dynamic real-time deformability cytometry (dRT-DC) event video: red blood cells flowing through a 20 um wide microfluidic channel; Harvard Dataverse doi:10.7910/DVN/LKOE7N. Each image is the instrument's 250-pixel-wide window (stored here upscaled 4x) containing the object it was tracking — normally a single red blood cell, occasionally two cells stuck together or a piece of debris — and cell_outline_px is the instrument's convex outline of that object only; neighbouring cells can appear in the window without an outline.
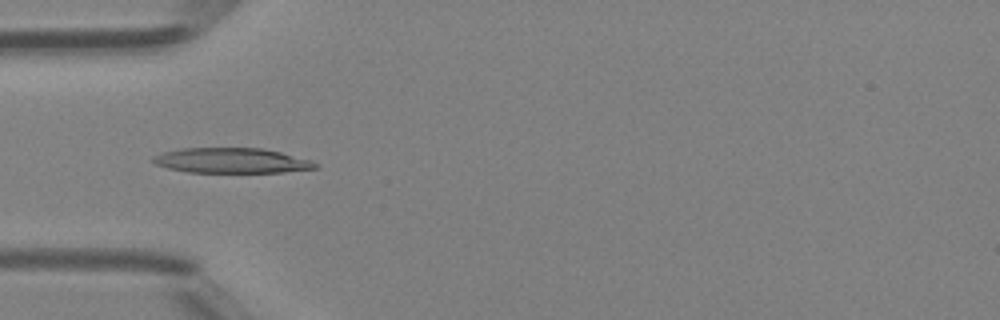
{"species": "Egyptian fruit bat (a non-hibernating species)", "species_latin": "Rousettus aegyptiacus", "temperature_condition": "room temperature", "stored_images_in_passage": 34, "camera_frame_rate_fps": 3000, "um_per_image_px": 0.085, "animal": {"sex": "female"}, "frame": {"image": 1, "passage_image": 2, "time_ms": 0.333, "image_size_px": [1000, 320], "cell_outline_px": [[320, 168], [280, 172], [188, 172], [168, 168], [156, 164], [152, 160], [152, 156], [164, 152], [184, 148], [260, 148], [280, 152], [312, 160], [320, 164]], "centroid_in_image_um": [19.73, 13.65], "position_along_channel_um": 65.3, "area_um2": 23.7}}
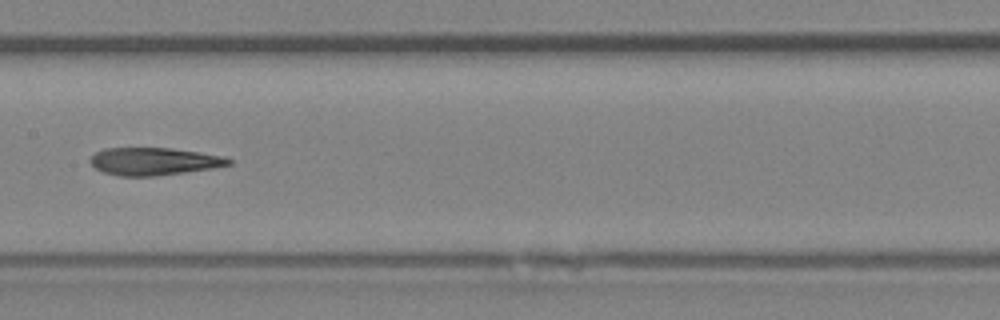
{"frame": {"image": 2, "passage_image": 11, "time_ms": 3.333, "image_size_px": [1000, 320], "cell_outline_px": [[232, 164], [212, 168], [156, 176], [120, 176], [104, 172], [96, 168], [88, 160], [96, 152], [104, 148], [172, 148], [200, 152], [224, 156], [232, 160]], "centroid_in_image_um": [13.09, 13.71], "position_along_channel_um": 194.3, "area_um2": 22.2}}
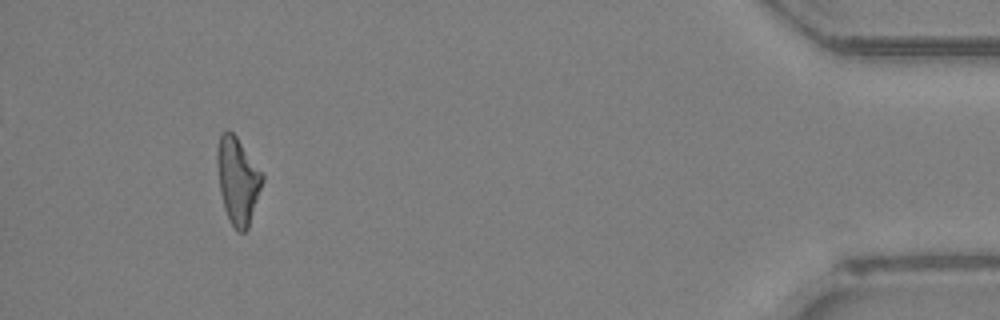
{"frame": {"image": 3, "passage_image": 31, "time_ms": 10.0, "image_size_px": [1000, 320], "cell_outline_px": [[264, 180], [248, 228], [244, 232], [240, 232], [228, 220], [224, 208], [220, 192], [216, 164], [216, 152], [220, 132], [228, 128], [236, 136], [264, 176]], "centroid_in_image_um": [20.18, 15.31], "position_along_channel_um": 415.0, "area_um2": 22.83}, "authors_computed_cell_mechanics": {"area_um2": 22.7732, "velocity_mm_per_s": 4.3464, "shape_relaxation_time_tau1_ms": null, "shape_relaxation_time_tau2_ms": 2.6757, "deformation_change_tau1": null, "deformation_change_tau2": 0.1299}}